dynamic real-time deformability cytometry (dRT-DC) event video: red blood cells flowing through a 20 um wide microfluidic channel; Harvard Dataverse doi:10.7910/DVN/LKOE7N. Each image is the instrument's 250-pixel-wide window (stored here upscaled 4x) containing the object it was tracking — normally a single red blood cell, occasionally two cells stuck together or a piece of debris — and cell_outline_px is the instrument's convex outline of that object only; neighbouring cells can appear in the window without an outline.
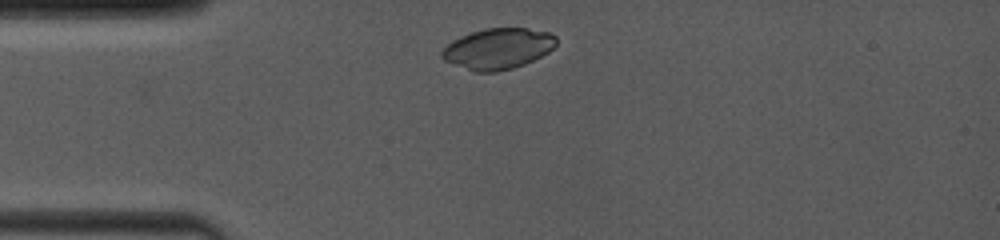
{"species": "common noctule bat (a hibernating species)", "species_latin": "Nyctalus noctula", "temperature_condition": "room temperature", "stored_images_in_passage": 44, "camera_frame_rate_fps": 4000, "um_per_image_px": 0.085, "animal": {"sex": "female", "body_mass_g": 19.0, "forearm_length_mm": 53.3}, "frame": {"image": 1, "passage_image": 3, "time_ms": 0.5, "image_size_px": [1000, 240], "cell_outline_px": [[556, 44], [548, 52], [524, 64], [512, 68], [496, 72], [472, 72], [444, 60], [440, 56], [440, 52], [452, 40], [460, 36], [484, 28], [528, 28], [548, 32], [556, 36]], "centroid_in_image_um": [42.29, 4.14], "position_along_channel_um": 42.7, "area_um2": 27.22}}
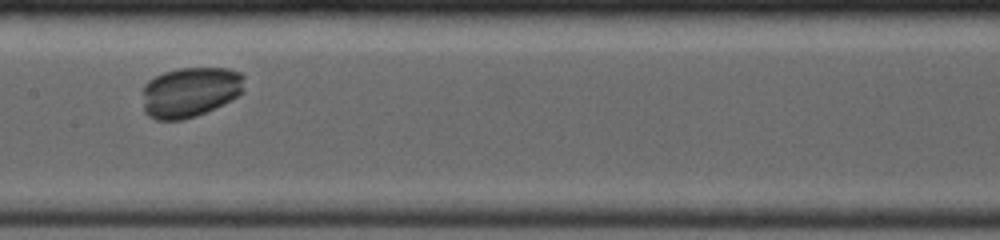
{"frame": {"image": 2, "passage_image": 23, "time_ms": 4.75, "image_size_px": [1000, 240], "cell_outline_px": [[244, 92], [224, 104], [196, 116], [180, 120], [156, 120], [148, 116], [144, 112], [144, 84], [148, 80], [164, 72], [180, 68], [228, 68], [240, 72], [244, 76]], "centroid_in_image_um": [16.18, 7.82], "position_along_channel_um": 191.2, "area_um2": 29.94}}
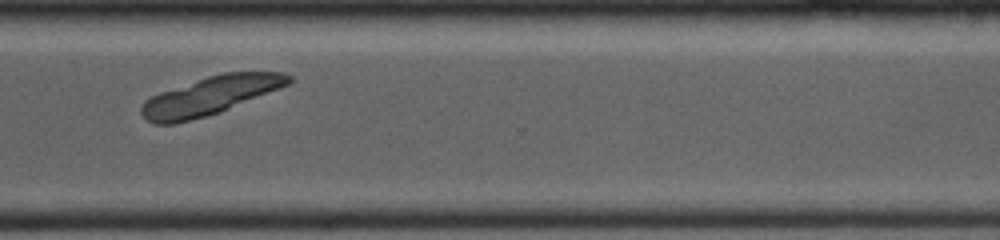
{"frame": {"image": 3, "passage_image": 39, "time_ms": 8.75, "image_size_px": [1000, 240], "cell_outline_px": [[292, 84], [220, 112], [176, 124], [156, 124], [148, 120], [140, 112], [140, 108], [144, 100], [160, 92], [208, 76], [224, 72], [284, 72], [292, 76]], "centroid_in_image_um": [17.92, 8.13], "position_along_channel_um": 352.7, "area_um2": 32.89}}